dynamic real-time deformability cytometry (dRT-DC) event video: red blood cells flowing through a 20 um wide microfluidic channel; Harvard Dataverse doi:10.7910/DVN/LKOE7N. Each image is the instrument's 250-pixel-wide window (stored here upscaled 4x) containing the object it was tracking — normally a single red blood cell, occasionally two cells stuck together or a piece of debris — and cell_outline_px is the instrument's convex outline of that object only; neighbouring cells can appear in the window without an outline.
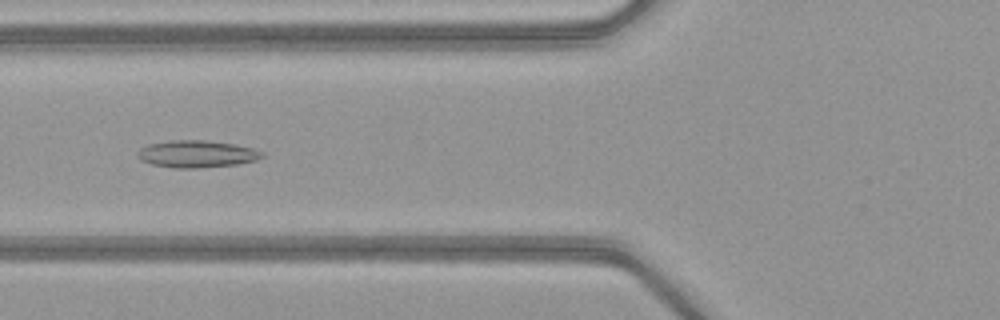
{"species": "common noctule bat (a hibernating species)", "species_latin": "Nyctalus noctula", "temperature_condition": "warm", "stored_images_in_passage": 51, "camera_frame_rate_fps": 3000, "um_per_image_px": 0.085, "animal": {"sex": "female", "body_mass_g": 21.9}, "frame": {"image": 1, "passage_image": 20, "time_ms": 6.333, "image_size_px": [1000, 320], "cell_outline_px": [[264, 156], [256, 160], [236, 164], [196, 168], [172, 168], [152, 164], [140, 160], [136, 156], [136, 152], [140, 148], [148, 144], [172, 140], [204, 140], [236, 144], [252, 148], [264, 152]], "centroid_in_image_um": [16.69, 13.08], "position_along_channel_um": 109.1, "area_um2": 19.77}}
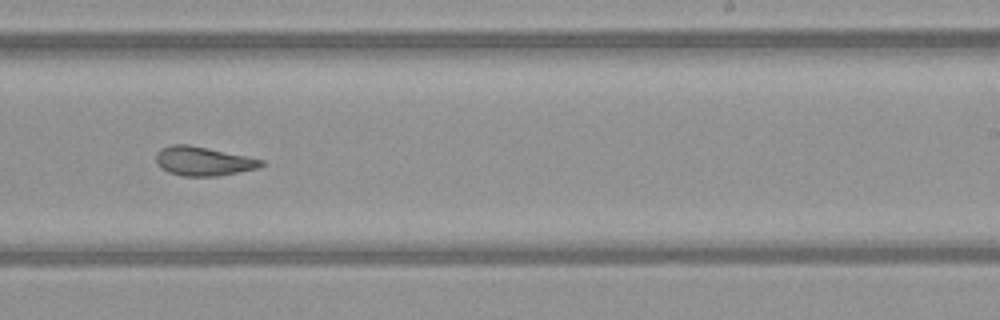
{"frame": {"image": 2, "passage_image": 32, "time_ms": 10.333, "image_size_px": [1000, 320], "cell_outline_px": [[264, 164], [260, 168], [216, 176], [184, 176], [168, 172], [160, 168], [156, 164], [156, 152], [160, 148], [172, 144], [188, 144], [248, 156], [264, 160]], "centroid_in_image_um": [17.26, 13.69], "position_along_channel_um": 271.7, "area_um2": 17.98}}
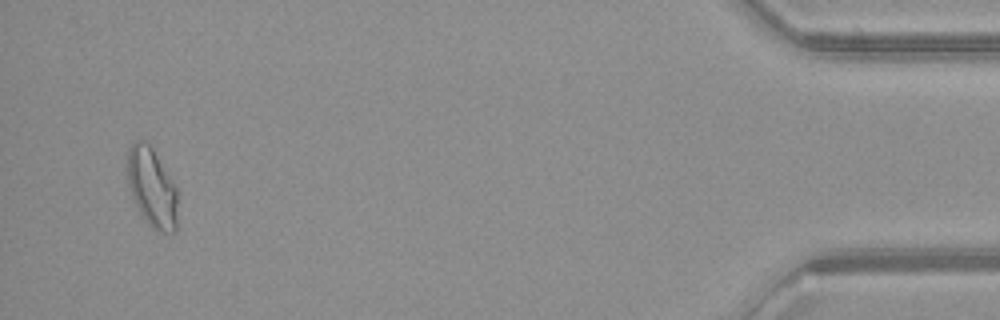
{"frame": {"image": 3, "passage_image": 49, "time_ms": 16.0, "image_size_px": [1000, 320], "cell_outline_px": [[176, 232], [160, 232], [152, 228], [148, 224], [140, 212], [132, 196], [128, 184], [128, 148], [132, 140], [144, 140], [152, 148], [176, 188]], "centroid_in_image_um": [12.89, 15.94], "position_along_channel_um": 422.3, "area_um2": 22.77}, "authors_computed_cell_mechanics": {"area_um2": 20.3456, "velocity_mm_per_s": 4.0601, "shape_relaxation_time_tau1_ms": null, "shape_relaxation_time_tau2_ms": 2.4568, "deformation_change_tau1": null, "deformation_change_tau2": 0.1062}}